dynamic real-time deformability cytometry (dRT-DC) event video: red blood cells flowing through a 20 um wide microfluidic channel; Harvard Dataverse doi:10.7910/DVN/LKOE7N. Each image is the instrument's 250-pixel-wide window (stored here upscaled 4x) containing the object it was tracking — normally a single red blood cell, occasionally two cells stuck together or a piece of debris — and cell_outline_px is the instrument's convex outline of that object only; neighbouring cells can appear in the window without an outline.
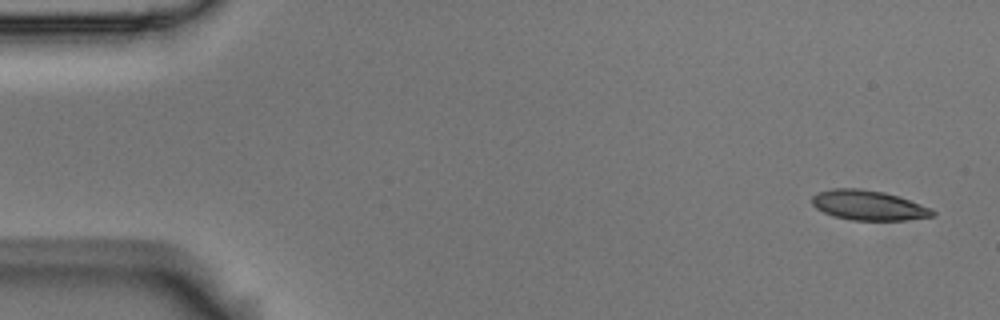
{"species": "Egyptian fruit bat (a non-hibernating species)", "species_latin": "Rousettus aegyptiacus", "temperature_condition": "room temperature", "stored_images_in_passage": 4, "camera_frame_rate_fps": 3000, "um_per_image_px": 0.085, "animal": {"sex": "male"}, "frame": {"image": 1, "passage_image": 1, "time_ms": 0.0, "image_size_px": [1000, 320], "cell_outline_px": [[936, 216], [904, 220], [852, 220], [832, 216], [816, 208], [812, 204], [812, 196], [816, 192], [832, 188], [860, 188], [884, 192], [932, 208], [936, 212]], "centroid_in_image_um": [73.8, 17.45], "position_along_channel_um": 11.2, "area_um2": 21.04}}
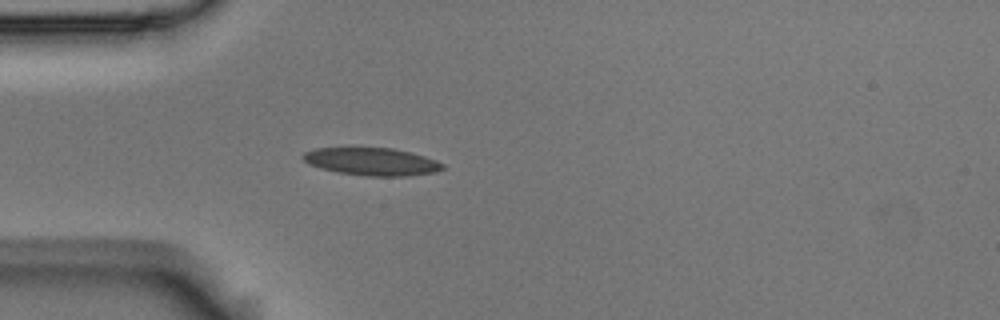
{"frame": {"image": 2, "passage_image": 4, "time_ms": 1.0, "image_size_px": [1000, 320], "cell_outline_px": [[444, 168], [436, 172], [408, 176], [368, 176], [340, 172], [320, 168], [308, 164], [300, 156], [304, 152], [316, 148], [392, 148], [424, 156], [436, 160], [444, 164]], "centroid_in_image_um": [31.6, 13.74], "position_along_channel_um": 53.4, "area_um2": 22.37}}